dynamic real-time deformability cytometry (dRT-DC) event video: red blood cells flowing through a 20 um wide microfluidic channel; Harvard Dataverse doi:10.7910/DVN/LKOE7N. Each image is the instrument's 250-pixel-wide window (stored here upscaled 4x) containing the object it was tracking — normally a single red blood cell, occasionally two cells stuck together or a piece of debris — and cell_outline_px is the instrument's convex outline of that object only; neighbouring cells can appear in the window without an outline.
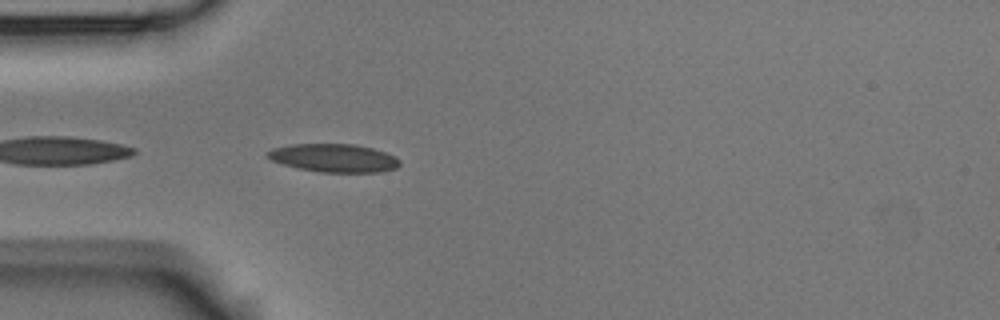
{"species": "Egyptian fruit bat (a non-hibernating species)", "species_latin": "Rousettus aegyptiacus", "temperature_condition": "room temperature", "stored_images_in_passage": 3, "camera_frame_rate_fps": 3000, "um_per_image_px": 0.085, "animal": {"sex": "male"}, "frame": {"image": 1, "passage_image": 3, "time_ms": 0.667, "image_size_px": [1000, 320], "cell_outline_px": [[400, 164], [396, 168], [380, 172], [320, 172], [300, 168], [284, 164], [272, 160], [264, 156], [264, 152], [272, 148], [292, 144], [356, 144], [372, 148], [396, 156], [400, 160]], "centroid_in_image_um": [28.37, 13.42], "position_along_channel_um": 56.6, "area_um2": 21.79}}